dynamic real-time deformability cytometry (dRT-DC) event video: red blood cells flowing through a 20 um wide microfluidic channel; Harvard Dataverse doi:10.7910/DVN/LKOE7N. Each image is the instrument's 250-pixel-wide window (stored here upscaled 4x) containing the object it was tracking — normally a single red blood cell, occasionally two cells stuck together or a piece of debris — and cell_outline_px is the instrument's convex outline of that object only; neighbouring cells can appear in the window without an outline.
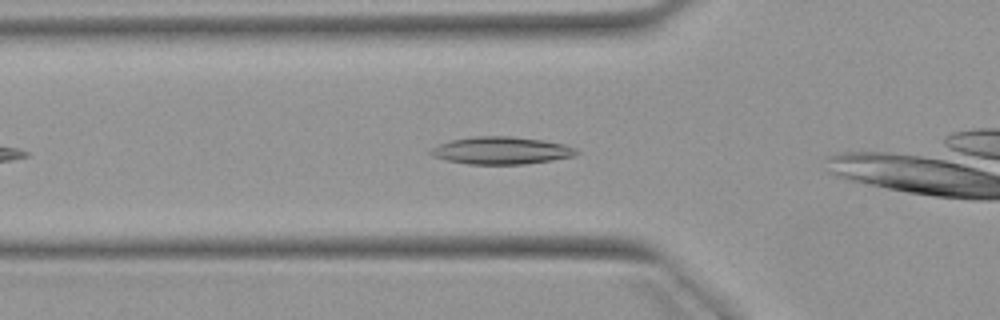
{"species": "Egyptian fruit bat (a non-hibernating species)", "species_latin": "Rousettus aegyptiacus", "temperature_condition": "warm", "stored_images_in_passage": 4, "camera_frame_rate_fps": 3000, "um_per_image_px": 0.085, "animal": {"sex": "female"}, "frame": {"image": 1, "passage_image": 3, "time_ms": 2.667, "image_size_px": [1000, 320], "cell_outline_px": [[580, 152], [576, 156], [552, 160], [524, 164], [468, 164], [448, 160], [432, 156], [428, 152], [432, 148], [440, 144], [452, 140], [476, 136], [512, 136], [544, 140], [564, 144], [576, 148]], "centroid_in_image_um": [42.66, 12.79], "position_along_channel_um": 83.1, "area_um2": 23.29}}